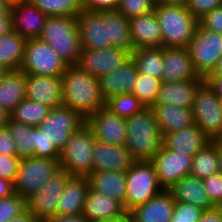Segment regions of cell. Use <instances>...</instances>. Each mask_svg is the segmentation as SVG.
<instances>
[{
  "mask_svg": "<svg viewBox=\"0 0 222 222\" xmlns=\"http://www.w3.org/2000/svg\"><path fill=\"white\" fill-rule=\"evenodd\" d=\"M62 78V105L78 112L84 119L105 107L100 80L79 65H67Z\"/></svg>",
  "mask_w": 222,
  "mask_h": 222,
  "instance_id": "cell-1",
  "label": "cell"
},
{
  "mask_svg": "<svg viewBox=\"0 0 222 222\" xmlns=\"http://www.w3.org/2000/svg\"><path fill=\"white\" fill-rule=\"evenodd\" d=\"M8 222H39L28 210L21 216L12 218Z\"/></svg>",
  "mask_w": 222,
  "mask_h": 222,
  "instance_id": "cell-56",
  "label": "cell"
},
{
  "mask_svg": "<svg viewBox=\"0 0 222 222\" xmlns=\"http://www.w3.org/2000/svg\"><path fill=\"white\" fill-rule=\"evenodd\" d=\"M161 84V79L138 73L136 83L131 93L143 103L145 107H151L157 99Z\"/></svg>",
  "mask_w": 222,
  "mask_h": 222,
  "instance_id": "cell-39",
  "label": "cell"
},
{
  "mask_svg": "<svg viewBox=\"0 0 222 222\" xmlns=\"http://www.w3.org/2000/svg\"><path fill=\"white\" fill-rule=\"evenodd\" d=\"M47 16L77 17L82 11L81 0H29Z\"/></svg>",
  "mask_w": 222,
  "mask_h": 222,
  "instance_id": "cell-38",
  "label": "cell"
},
{
  "mask_svg": "<svg viewBox=\"0 0 222 222\" xmlns=\"http://www.w3.org/2000/svg\"><path fill=\"white\" fill-rule=\"evenodd\" d=\"M218 171L222 173V149L218 148Z\"/></svg>",
  "mask_w": 222,
  "mask_h": 222,
  "instance_id": "cell-64",
  "label": "cell"
},
{
  "mask_svg": "<svg viewBox=\"0 0 222 222\" xmlns=\"http://www.w3.org/2000/svg\"><path fill=\"white\" fill-rule=\"evenodd\" d=\"M163 47L136 48L131 52L138 73L161 79L164 68Z\"/></svg>",
  "mask_w": 222,
  "mask_h": 222,
  "instance_id": "cell-34",
  "label": "cell"
},
{
  "mask_svg": "<svg viewBox=\"0 0 222 222\" xmlns=\"http://www.w3.org/2000/svg\"><path fill=\"white\" fill-rule=\"evenodd\" d=\"M16 146L17 157L30 158L34 156L35 127L19 123L9 118L6 125Z\"/></svg>",
  "mask_w": 222,
  "mask_h": 222,
  "instance_id": "cell-36",
  "label": "cell"
},
{
  "mask_svg": "<svg viewBox=\"0 0 222 222\" xmlns=\"http://www.w3.org/2000/svg\"><path fill=\"white\" fill-rule=\"evenodd\" d=\"M87 179L89 188L121 202L125 208L126 173L117 171H94Z\"/></svg>",
  "mask_w": 222,
  "mask_h": 222,
  "instance_id": "cell-30",
  "label": "cell"
},
{
  "mask_svg": "<svg viewBox=\"0 0 222 222\" xmlns=\"http://www.w3.org/2000/svg\"><path fill=\"white\" fill-rule=\"evenodd\" d=\"M176 201L168 190L163 189L148 202L128 212L132 222H170Z\"/></svg>",
  "mask_w": 222,
  "mask_h": 222,
  "instance_id": "cell-20",
  "label": "cell"
},
{
  "mask_svg": "<svg viewBox=\"0 0 222 222\" xmlns=\"http://www.w3.org/2000/svg\"><path fill=\"white\" fill-rule=\"evenodd\" d=\"M130 57V52L114 46L105 49H82L77 65L93 77L101 79L125 64Z\"/></svg>",
  "mask_w": 222,
  "mask_h": 222,
  "instance_id": "cell-13",
  "label": "cell"
},
{
  "mask_svg": "<svg viewBox=\"0 0 222 222\" xmlns=\"http://www.w3.org/2000/svg\"><path fill=\"white\" fill-rule=\"evenodd\" d=\"M61 76L26 74V98L52 109L62 105Z\"/></svg>",
  "mask_w": 222,
  "mask_h": 222,
  "instance_id": "cell-18",
  "label": "cell"
},
{
  "mask_svg": "<svg viewBox=\"0 0 222 222\" xmlns=\"http://www.w3.org/2000/svg\"><path fill=\"white\" fill-rule=\"evenodd\" d=\"M0 154L17 156L16 146L7 126L0 128Z\"/></svg>",
  "mask_w": 222,
  "mask_h": 222,
  "instance_id": "cell-50",
  "label": "cell"
},
{
  "mask_svg": "<svg viewBox=\"0 0 222 222\" xmlns=\"http://www.w3.org/2000/svg\"><path fill=\"white\" fill-rule=\"evenodd\" d=\"M103 21H108V41L114 47L128 52L134 50L130 36L129 19L118 11H101Z\"/></svg>",
  "mask_w": 222,
  "mask_h": 222,
  "instance_id": "cell-32",
  "label": "cell"
},
{
  "mask_svg": "<svg viewBox=\"0 0 222 222\" xmlns=\"http://www.w3.org/2000/svg\"><path fill=\"white\" fill-rule=\"evenodd\" d=\"M162 190L154 164L151 161H136L126 172L125 210L129 212L148 202Z\"/></svg>",
  "mask_w": 222,
  "mask_h": 222,
  "instance_id": "cell-6",
  "label": "cell"
},
{
  "mask_svg": "<svg viewBox=\"0 0 222 222\" xmlns=\"http://www.w3.org/2000/svg\"><path fill=\"white\" fill-rule=\"evenodd\" d=\"M88 190L89 181L87 177L70 176L58 201L57 214H82Z\"/></svg>",
  "mask_w": 222,
  "mask_h": 222,
  "instance_id": "cell-28",
  "label": "cell"
},
{
  "mask_svg": "<svg viewBox=\"0 0 222 222\" xmlns=\"http://www.w3.org/2000/svg\"><path fill=\"white\" fill-rule=\"evenodd\" d=\"M162 33V47H188L194 37L199 20H197L185 5L155 6Z\"/></svg>",
  "mask_w": 222,
  "mask_h": 222,
  "instance_id": "cell-4",
  "label": "cell"
},
{
  "mask_svg": "<svg viewBox=\"0 0 222 222\" xmlns=\"http://www.w3.org/2000/svg\"><path fill=\"white\" fill-rule=\"evenodd\" d=\"M190 13L197 19H201L206 13L222 6L221 0H188L185 5Z\"/></svg>",
  "mask_w": 222,
  "mask_h": 222,
  "instance_id": "cell-46",
  "label": "cell"
},
{
  "mask_svg": "<svg viewBox=\"0 0 222 222\" xmlns=\"http://www.w3.org/2000/svg\"><path fill=\"white\" fill-rule=\"evenodd\" d=\"M70 175L63 169L51 176L44 185L27 199V210L39 221L45 222L57 214V204Z\"/></svg>",
  "mask_w": 222,
  "mask_h": 222,
  "instance_id": "cell-12",
  "label": "cell"
},
{
  "mask_svg": "<svg viewBox=\"0 0 222 222\" xmlns=\"http://www.w3.org/2000/svg\"><path fill=\"white\" fill-rule=\"evenodd\" d=\"M205 191L211 202L217 207L222 205V173H213L208 178L203 179Z\"/></svg>",
  "mask_w": 222,
  "mask_h": 222,
  "instance_id": "cell-45",
  "label": "cell"
},
{
  "mask_svg": "<svg viewBox=\"0 0 222 222\" xmlns=\"http://www.w3.org/2000/svg\"><path fill=\"white\" fill-rule=\"evenodd\" d=\"M82 9L90 12L115 11L118 0H81Z\"/></svg>",
  "mask_w": 222,
  "mask_h": 222,
  "instance_id": "cell-49",
  "label": "cell"
},
{
  "mask_svg": "<svg viewBox=\"0 0 222 222\" xmlns=\"http://www.w3.org/2000/svg\"><path fill=\"white\" fill-rule=\"evenodd\" d=\"M14 31L26 40L41 36L48 16L41 12L29 0H24L11 8Z\"/></svg>",
  "mask_w": 222,
  "mask_h": 222,
  "instance_id": "cell-21",
  "label": "cell"
},
{
  "mask_svg": "<svg viewBox=\"0 0 222 222\" xmlns=\"http://www.w3.org/2000/svg\"><path fill=\"white\" fill-rule=\"evenodd\" d=\"M59 159L22 158L14 182V192L28 199L60 170Z\"/></svg>",
  "mask_w": 222,
  "mask_h": 222,
  "instance_id": "cell-7",
  "label": "cell"
},
{
  "mask_svg": "<svg viewBox=\"0 0 222 222\" xmlns=\"http://www.w3.org/2000/svg\"><path fill=\"white\" fill-rule=\"evenodd\" d=\"M220 108L222 110V98H219Z\"/></svg>",
  "mask_w": 222,
  "mask_h": 222,
  "instance_id": "cell-67",
  "label": "cell"
},
{
  "mask_svg": "<svg viewBox=\"0 0 222 222\" xmlns=\"http://www.w3.org/2000/svg\"><path fill=\"white\" fill-rule=\"evenodd\" d=\"M134 49L162 46V33L155 11L129 20Z\"/></svg>",
  "mask_w": 222,
  "mask_h": 222,
  "instance_id": "cell-25",
  "label": "cell"
},
{
  "mask_svg": "<svg viewBox=\"0 0 222 222\" xmlns=\"http://www.w3.org/2000/svg\"><path fill=\"white\" fill-rule=\"evenodd\" d=\"M95 143L92 130L83 124L70 136L60 152V168L70 176L87 177L92 172V153Z\"/></svg>",
  "mask_w": 222,
  "mask_h": 222,
  "instance_id": "cell-5",
  "label": "cell"
},
{
  "mask_svg": "<svg viewBox=\"0 0 222 222\" xmlns=\"http://www.w3.org/2000/svg\"><path fill=\"white\" fill-rule=\"evenodd\" d=\"M155 0H118L116 11L129 20L155 10Z\"/></svg>",
  "mask_w": 222,
  "mask_h": 222,
  "instance_id": "cell-42",
  "label": "cell"
},
{
  "mask_svg": "<svg viewBox=\"0 0 222 222\" xmlns=\"http://www.w3.org/2000/svg\"><path fill=\"white\" fill-rule=\"evenodd\" d=\"M192 158L187 154L168 150L162 145L151 160L160 186L167 190L184 176L190 175Z\"/></svg>",
  "mask_w": 222,
  "mask_h": 222,
  "instance_id": "cell-15",
  "label": "cell"
},
{
  "mask_svg": "<svg viewBox=\"0 0 222 222\" xmlns=\"http://www.w3.org/2000/svg\"><path fill=\"white\" fill-rule=\"evenodd\" d=\"M1 1L7 3L12 8L13 6L18 5L24 0H1Z\"/></svg>",
  "mask_w": 222,
  "mask_h": 222,
  "instance_id": "cell-65",
  "label": "cell"
},
{
  "mask_svg": "<svg viewBox=\"0 0 222 222\" xmlns=\"http://www.w3.org/2000/svg\"><path fill=\"white\" fill-rule=\"evenodd\" d=\"M83 124L85 119L78 112L61 105L50 109L38 127L43 130L49 142L61 152L70 136Z\"/></svg>",
  "mask_w": 222,
  "mask_h": 222,
  "instance_id": "cell-10",
  "label": "cell"
},
{
  "mask_svg": "<svg viewBox=\"0 0 222 222\" xmlns=\"http://www.w3.org/2000/svg\"><path fill=\"white\" fill-rule=\"evenodd\" d=\"M82 49H105L108 41V21H103L100 12L83 10L77 16Z\"/></svg>",
  "mask_w": 222,
  "mask_h": 222,
  "instance_id": "cell-19",
  "label": "cell"
},
{
  "mask_svg": "<svg viewBox=\"0 0 222 222\" xmlns=\"http://www.w3.org/2000/svg\"><path fill=\"white\" fill-rule=\"evenodd\" d=\"M194 122L212 140L222 128L219 97L204 82L196 91L192 104Z\"/></svg>",
  "mask_w": 222,
  "mask_h": 222,
  "instance_id": "cell-11",
  "label": "cell"
},
{
  "mask_svg": "<svg viewBox=\"0 0 222 222\" xmlns=\"http://www.w3.org/2000/svg\"><path fill=\"white\" fill-rule=\"evenodd\" d=\"M187 48L196 71L206 78L222 57V34L206 30L198 24Z\"/></svg>",
  "mask_w": 222,
  "mask_h": 222,
  "instance_id": "cell-9",
  "label": "cell"
},
{
  "mask_svg": "<svg viewBox=\"0 0 222 222\" xmlns=\"http://www.w3.org/2000/svg\"><path fill=\"white\" fill-rule=\"evenodd\" d=\"M188 0H155L156 5H186Z\"/></svg>",
  "mask_w": 222,
  "mask_h": 222,
  "instance_id": "cell-57",
  "label": "cell"
},
{
  "mask_svg": "<svg viewBox=\"0 0 222 222\" xmlns=\"http://www.w3.org/2000/svg\"><path fill=\"white\" fill-rule=\"evenodd\" d=\"M211 139L196 124L163 136L162 145L171 151L194 156L203 149Z\"/></svg>",
  "mask_w": 222,
  "mask_h": 222,
  "instance_id": "cell-23",
  "label": "cell"
},
{
  "mask_svg": "<svg viewBox=\"0 0 222 222\" xmlns=\"http://www.w3.org/2000/svg\"><path fill=\"white\" fill-rule=\"evenodd\" d=\"M50 108L39 102L25 98L10 113V119L33 127H38L48 115Z\"/></svg>",
  "mask_w": 222,
  "mask_h": 222,
  "instance_id": "cell-37",
  "label": "cell"
},
{
  "mask_svg": "<svg viewBox=\"0 0 222 222\" xmlns=\"http://www.w3.org/2000/svg\"><path fill=\"white\" fill-rule=\"evenodd\" d=\"M34 157L60 159V152L52 142H49L39 127H35Z\"/></svg>",
  "mask_w": 222,
  "mask_h": 222,
  "instance_id": "cell-43",
  "label": "cell"
},
{
  "mask_svg": "<svg viewBox=\"0 0 222 222\" xmlns=\"http://www.w3.org/2000/svg\"><path fill=\"white\" fill-rule=\"evenodd\" d=\"M138 77V71L131 57L100 80L101 94L105 101L116 95L131 93Z\"/></svg>",
  "mask_w": 222,
  "mask_h": 222,
  "instance_id": "cell-24",
  "label": "cell"
},
{
  "mask_svg": "<svg viewBox=\"0 0 222 222\" xmlns=\"http://www.w3.org/2000/svg\"><path fill=\"white\" fill-rule=\"evenodd\" d=\"M14 31L13 15L10 10L7 14L0 16V37Z\"/></svg>",
  "mask_w": 222,
  "mask_h": 222,
  "instance_id": "cell-52",
  "label": "cell"
},
{
  "mask_svg": "<svg viewBox=\"0 0 222 222\" xmlns=\"http://www.w3.org/2000/svg\"><path fill=\"white\" fill-rule=\"evenodd\" d=\"M207 77H222V57L218 60L215 68Z\"/></svg>",
  "mask_w": 222,
  "mask_h": 222,
  "instance_id": "cell-58",
  "label": "cell"
},
{
  "mask_svg": "<svg viewBox=\"0 0 222 222\" xmlns=\"http://www.w3.org/2000/svg\"><path fill=\"white\" fill-rule=\"evenodd\" d=\"M95 139L113 146H126V119L112 113L106 107L100 108L85 119Z\"/></svg>",
  "mask_w": 222,
  "mask_h": 222,
  "instance_id": "cell-14",
  "label": "cell"
},
{
  "mask_svg": "<svg viewBox=\"0 0 222 222\" xmlns=\"http://www.w3.org/2000/svg\"><path fill=\"white\" fill-rule=\"evenodd\" d=\"M150 108L158 122L162 137L195 124L191 108L171 104H154Z\"/></svg>",
  "mask_w": 222,
  "mask_h": 222,
  "instance_id": "cell-29",
  "label": "cell"
},
{
  "mask_svg": "<svg viewBox=\"0 0 222 222\" xmlns=\"http://www.w3.org/2000/svg\"><path fill=\"white\" fill-rule=\"evenodd\" d=\"M204 210L185 202H177L170 222H198Z\"/></svg>",
  "mask_w": 222,
  "mask_h": 222,
  "instance_id": "cell-44",
  "label": "cell"
},
{
  "mask_svg": "<svg viewBox=\"0 0 222 222\" xmlns=\"http://www.w3.org/2000/svg\"><path fill=\"white\" fill-rule=\"evenodd\" d=\"M126 147L136 161H151L162 147L163 137L150 107L126 119Z\"/></svg>",
  "mask_w": 222,
  "mask_h": 222,
  "instance_id": "cell-2",
  "label": "cell"
},
{
  "mask_svg": "<svg viewBox=\"0 0 222 222\" xmlns=\"http://www.w3.org/2000/svg\"><path fill=\"white\" fill-rule=\"evenodd\" d=\"M136 162L126 146H113L96 140L92 153V172L117 171L126 173Z\"/></svg>",
  "mask_w": 222,
  "mask_h": 222,
  "instance_id": "cell-17",
  "label": "cell"
},
{
  "mask_svg": "<svg viewBox=\"0 0 222 222\" xmlns=\"http://www.w3.org/2000/svg\"><path fill=\"white\" fill-rule=\"evenodd\" d=\"M27 40L12 31L0 37V65L10 71L20 70Z\"/></svg>",
  "mask_w": 222,
  "mask_h": 222,
  "instance_id": "cell-33",
  "label": "cell"
},
{
  "mask_svg": "<svg viewBox=\"0 0 222 222\" xmlns=\"http://www.w3.org/2000/svg\"><path fill=\"white\" fill-rule=\"evenodd\" d=\"M199 24L206 30L222 34V6L206 13Z\"/></svg>",
  "mask_w": 222,
  "mask_h": 222,
  "instance_id": "cell-48",
  "label": "cell"
},
{
  "mask_svg": "<svg viewBox=\"0 0 222 222\" xmlns=\"http://www.w3.org/2000/svg\"><path fill=\"white\" fill-rule=\"evenodd\" d=\"M167 190L177 202L190 203L203 210L216 207L205 191L203 180L192 175L184 176Z\"/></svg>",
  "mask_w": 222,
  "mask_h": 222,
  "instance_id": "cell-27",
  "label": "cell"
},
{
  "mask_svg": "<svg viewBox=\"0 0 222 222\" xmlns=\"http://www.w3.org/2000/svg\"><path fill=\"white\" fill-rule=\"evenodd\" d=\"M205 79L162 82L154 104H171L192 108L194 96Z\"/></svg>",
  "mask_w": 222,
  "mask_h": 222,
  "instance_id": "cell-26",
  "label": "cell"
},
{
  "mask_svg": "<svg viewBox=\"0 0 222 222\" xmlns=\"http://www.w3.org/2000/svg\"><path fill=\"white\" fill-rule=\"evenodd\" d=\"M67 64L40 38L27 40L20 70L25 74L62 76Z\"/></svg>",
  "mask_w": 222,
  "mask_h": 222,
  "instance_id": "cell-8",
  "label": "cell"
},
{
  "mask_svg": "<svg viewBox=\"0 0 222 222\" xmlns=\"http://www.w3.org/2000/svg\"><path fill=\"white\" fill-rule=\"evenodd\" d=\"M11 10V7L0 0V16L7 14Z\"/></svg>",
  "mask_w": 222,
  "mask_h": 222,
  "instance_id": "cell-61",
  "label": "cell"
},
{
  "mask_svg": "<svg viewBox=\"0 0 222 222\" xmlns=\"http://www.w3.org/2000/svg\"><path fill=\"white\" fill-rule=\"evenodd\" d=\"M218 172V147L211 141L192 158L190 175L199 179Z\"/></svg>",
  "mask_w": 222,
  "mask_h": 222,
  "instance_id": "cell-35",
  "label": "cell"
},
{
  "mask_svg": "<svg viewBox=\"0 0 222 222\" xmlns=\"http://www.w3.org/2000/svg\"><path fill=\"white\" fill-rule=\"evenodd\" d=\"M205 82L219 98H222V77H206Z\"/></svg>",
  "mask_w": 222,
  "mask_h": 222,
  "instance_id": "cell-55",
  "label": "cell"
},
{
  "mask_svg": "<svg viewBox=\"0 0 222 222\" xmlns=\"http://www.w3.org/2000/svg\"><path fill=\"white\" fill-rule=\"evenodd\" d=\"M94 222H130V217L127 215L118 220H102V221H94Z\"/></svg>",
  "mask_w": 222,
  "mask_h": 222,
  "instance_id": "cell-63",
  "label": "cell"
},
{
  "mask_svg": "<svg viewBox=\"0 0 222 222\" xmlns=\"http://www.w3.org/2000/svg\"><path fill=\"white\" fill-rule=\"evenodd\" d=\"M9 69L0 65V82L5 78V76L9 73Z\"/></svg>",
  "mask_w": 222,
  "mask_h": 222,
  "instance_id": "cell-62",
  "label": "cell"
},
{
  "mask_svg": "<svg viewBox=\"0 0 222 222\" xmlns=\"http://www.w3.org/2000/svg\"><path fill=\"white\" fill-rule=\"evenodd\" d=\"M26 211L27 200L17 193L0 199V222H8L12 218L21 216Z\"/></svg>",
  "mask_w": 222,
  "mask_h": 222,
  "instance_id": "cell-41",
  "label": "cell"
},
{
  "mask_svg": "<svg viewBox=\"0 0 222 222\" xmlns=\"http://www.w3.org/2000/svg\"><path fill=\"white\" fill-rule=\"evenodd\" d=\"M198 222H221V213L218 207L204 210Z\"/></svg>",
  "mask_w": 222,
  "mask_h": 222,
  "instance_id": "cell-53",
  "label": "cell"
},
{
  "mask_svg": "<svg viewBox=\"0 0 222 222\" xmlns=\"http://www.w3.org/2000/svg\"><path fill=\"white\" fill-rule=\"evenodd\" d=\"M220 209V213H221V222H222V205L217 206Z\"/></svg>",
  "mask_w": 222,
  "mask_h": 222,
  "instance_id": "cell-66",
  "label": "cell"
},
{
  "mask_svg": "<svg viewBox=\"0 0 222 222\" xmlns=\"http://www.w3.org/2000/svg\"><path fill=\"white\" fill-rule=\"evenodd\" d=\"M89 221L118 220L128 215L124 205L116 199L89 188L82 211Z\"/></svg>",
  "mask_w": 222,
  "mask_h": 222,
  "instance_id": "cell-22",
  "label": "cell"
},
{
  "mask_svg": "<svg viewBox=\"0 0 222 222\" xmlns=\"http://www.w3.org/2000/svg\"><path fill=\"white\" fill-rule=\"evenodd\" d=\"M162 82L205 79L196 71L187 47H163Z\"/></svg>",
  "mask_w": 222,
  "mask_h": 222,
  "instance_id": "cell-16",
  "label": "cell"
},
{
  "mask_svg": "<svg viewBox=\"0 0 222 222\" xmlns=\"http://www.w3.org/2000/svg\"><path fill=\"white\" fill-rule=\"evenodd\" d=\"M14 183L8 179L0 177V199L14 194Z\"/></svg>",
  "mask_w": 222,
  "mask_h": 222,
  "instance_id": "cell-54",
  "label": "cell"
},
{
  "mask_svg": "<svg viewBox=\"0 0 222 222\" xmlns=\"http://www.w3.org/2000/svg\"><path fill=\"white\" fill-rule=\"evenodd\" d=\"M105 107L112 113L127 119L130 116L141 112L145 108V105L132 93H126L108 99L105 102Z\"/></svg>",
  "mask_w": 222,
  "mask_h": 222,
  "instance_id": "cell-40",
  "label": "cell"
},
{
  "mask_svg": "<svg viewBox=\"0 0 222 222\" xmlns=\"http://www.w3.org/2000/svg\"><path fill=\"white\" fill-rule=\"evenodd\" d=\"M219 149H222V128L211 140Z\"/></svg>",
  "mask_w": 222,
  "mask_h": 222,
  "instance_id": "cell-60",
  "label": "cell"
},
{
  "mask_svg": "<svg viewBox=\"0 0 222 222\" xmlns=\"http://www.w3.org/2000/svg\"><path fill=\"white\" fill-rule=\"evenodd\" d=\"M45 222H89L83 214L78 215H64L56 214L49 217Z\"/></svg>",
  "mask_w": 222,
  "mask_h": 222,
  "instance_id": "cell-51",
  "label": "cell"
},
{
  "mask_svg": "<svg viewBox=\"0 0 222 222\" xmlns=\"http://www.w3.org/2000/svg\"><path fill=\"white\" fill-rule=\"evenodd\" d=\"M26 98V74L22 70L9 71L0 82V108L9 115Z\"/></svg>",
  "mask_w": 222,
  "mask_h": 222,
  "instance_id": "cell-31",
  "label": "cell"
},
{
  "mask_svg": "<svg viewBox=\"0 0 222 222\" xmlns=\"http://www.w3.org/2000/svg\"><path fill=\"white\" fill-rule=\"evenodd\" d=\"M9 118L10 115L5 110L0 108V128L7 125Z\"/></svg>",
  "mask_w": 222,
  "mask_h": 222,
  "instance_id": "cell-59",
  "label": "cell"
},
{
  "mask_svg": "<svg viewBox=\"0 0 222 222\" xmlns=\"http://www.w3.org/2000/svg\"><path fill=\"white\" fill-rule=\"evenodd\" d=\"M17 156H7L0 154V177L15 182L20 163Z\"/></svg>",
  "mask_w": 222,
  "mask_h": 222,
  "instance_id": "cell-47",
  "label": "cell"
},
{
  "mask_svg": "<svg viewBox=\"0 0 222 222\" xmlns=\"http://www.w3.org/2000/svg\"><path fill=\"white\" fill-rule=\"evenodd\" d=\"M41 40L53 48L67 64H77L82 46L77 17L48 16Z\"/></svg>",
  "mask_w": 222,
  "mask_h": 222,
  "instance_id": "cell-3",
  "label": "cell"
}]
</instances>
